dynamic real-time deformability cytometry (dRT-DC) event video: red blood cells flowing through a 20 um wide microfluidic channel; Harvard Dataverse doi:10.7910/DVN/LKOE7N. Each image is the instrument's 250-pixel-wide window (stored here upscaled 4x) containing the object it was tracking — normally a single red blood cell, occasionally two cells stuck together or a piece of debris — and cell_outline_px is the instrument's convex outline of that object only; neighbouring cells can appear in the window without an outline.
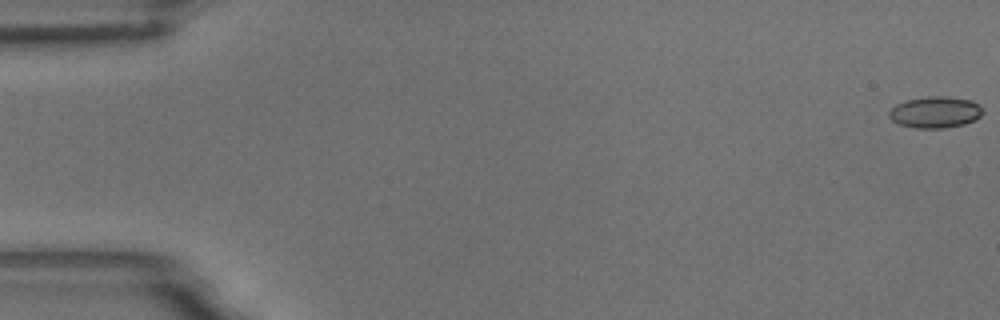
{"species": "common noctule bat (a hibernating species)", "species_latin": "Nyctalus noctula", "temperature_condition": "room temperature", "stored_images_in_passage": 13, "camera_frame_rate_fps": 3000, "um_per_image_px": 0.085, "animal": {"sex": "male", "body_mass_g": 18.8}, "frame": {"image": 1, "passage_image": 1, "time_ms": 0.0, "image_size_px": [1000, 320], "cell_outline_px": [[984, 112], [976, 120], [964, 124], [944, 128], [912, 128], [900, 124], [892, 120], [888, 116], [888, 112], [896, 104], [908, 100], [928, 96], [944, 96], [972, 100]], "centroid_in_image_um": [79.48, 9.54], "position_along_channel_um": 5.5, "area_um2": 17.11}}